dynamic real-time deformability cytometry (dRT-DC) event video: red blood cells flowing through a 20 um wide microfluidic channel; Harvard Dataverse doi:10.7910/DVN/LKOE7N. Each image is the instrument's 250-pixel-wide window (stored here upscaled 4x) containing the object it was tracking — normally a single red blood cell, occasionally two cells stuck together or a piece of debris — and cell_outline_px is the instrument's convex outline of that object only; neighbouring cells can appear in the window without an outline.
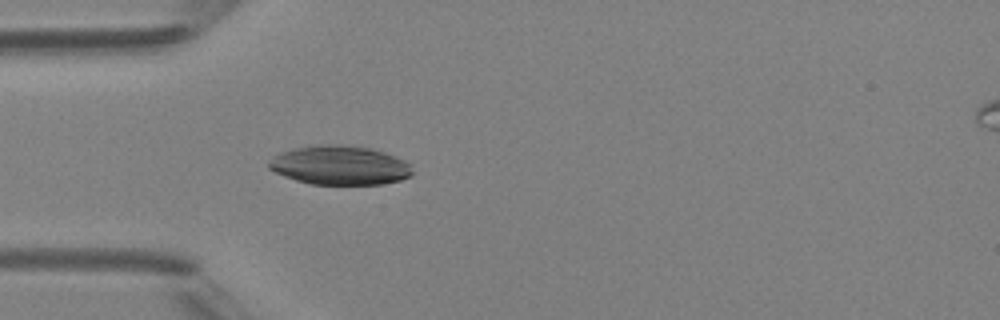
{"species": "Egyptian fruit bat (a non-hibernating species)", "species_latin": "Rousettus aegyptiacus", "temperature_condition": "room temperature", "stored_images_in_passage": 6, "camera_frame_rate_fps": 3000, "um_per_image_px": 0.085, "animal": {"sex": "female"}, "frame": {"image": 1, "passage_image": 5, "time_ms": 4.333, "image_size_px": [1000, 320], "cell_outline_px": [[412, 176], [400, 180], [384, 184], [312, 184], [296, 180], [284, 176], [268, 168], [268, 160], [272, 156], [280, 152], [292, 148], [312, 144], [348, 144], [372, 148], [384, 152], [404, 160], [412, 164]], "centroid_in_image_um": [28.87, 14.03], "position_along_channel_um": 56.1, "area_um2": 33.29}}